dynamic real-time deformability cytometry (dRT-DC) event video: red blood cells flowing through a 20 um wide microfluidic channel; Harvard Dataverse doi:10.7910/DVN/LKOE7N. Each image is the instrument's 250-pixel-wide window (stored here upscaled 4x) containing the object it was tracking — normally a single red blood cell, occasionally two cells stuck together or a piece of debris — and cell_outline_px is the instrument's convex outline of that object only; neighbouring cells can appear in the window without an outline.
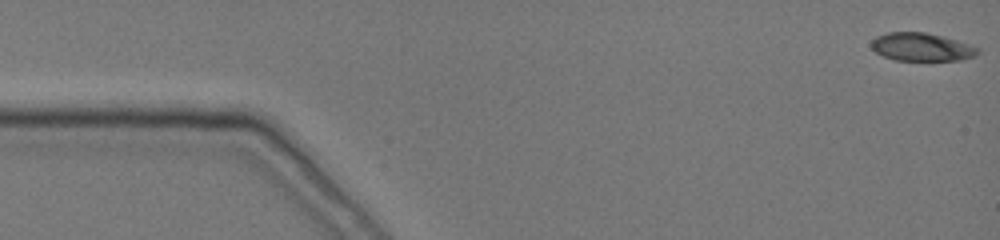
{"species": "common noctule bat (a hibernating species)", "species_latin": "Nyctalus noctula", "temperature_condition": "cold", "stored_images_in_passage": 4, "camera_frame_rate_fps": 3000, "um_per_image_px": 0.085, "animal": {"sex": "female", "body_mass_g": 19.0, "forearm_length_mm": 51.5}, "frame": {"image": 1, "passage_image": 1, "time_ms": 0.0, "image_size_px": [1000, 240], "cell_outline_px": [[980, 52], [976, 56], [960, 60], [896, 60], [884, 56], [876, 52], [872, 48], [872, 40], [876, 36], [888, 32], [924, 32], [944, 36], [980, 48]], "centroid_in_image_um": [78.36, 3.99], "position_along_channel_um": 6.6, "area_um2": 17.4}}